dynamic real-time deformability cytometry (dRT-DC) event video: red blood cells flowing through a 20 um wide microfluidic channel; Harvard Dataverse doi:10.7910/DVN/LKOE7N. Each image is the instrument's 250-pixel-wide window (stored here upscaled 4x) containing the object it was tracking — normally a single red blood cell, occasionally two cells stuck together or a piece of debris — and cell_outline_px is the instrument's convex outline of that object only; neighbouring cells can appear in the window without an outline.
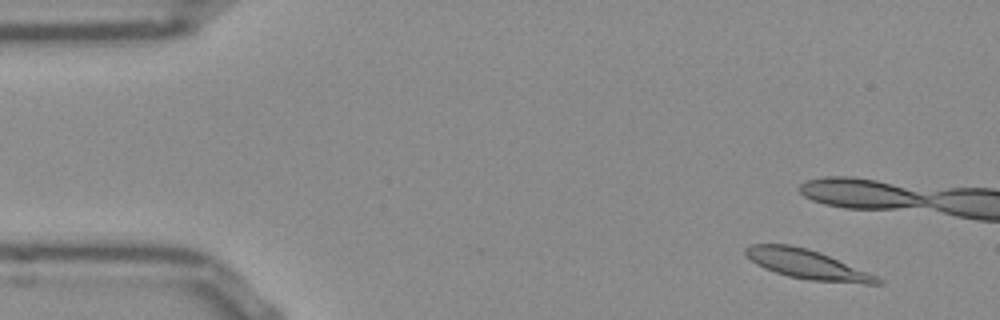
{"species": "Egyptian fruit bat (a non-hibernating species)", "species_latin": "Rousettus aegyptiacus", "temperature_condition": "room temperature", "stored_images_in_passage": 12, "camera_frame_rate_fps": 3000, "um_per_image_px": 0.085, "frame": {"image": 1, "passage_image": 1, "time_ms": 0.0, "image_size_px": [1000, 320], "cell_outline_px": [[884, 284], [864, 284], [812, 280], [788, 276], [764, 268], [756, 264], [744, 252], [744, 248], [748, 244], [788, 244], [808, 248], [820, 252], [876, 276], [884, 280]], "centroid_in_image_um": [68.6, 22.46], "position_along_channel_um": 16.4, "area_um2": 22.37}}